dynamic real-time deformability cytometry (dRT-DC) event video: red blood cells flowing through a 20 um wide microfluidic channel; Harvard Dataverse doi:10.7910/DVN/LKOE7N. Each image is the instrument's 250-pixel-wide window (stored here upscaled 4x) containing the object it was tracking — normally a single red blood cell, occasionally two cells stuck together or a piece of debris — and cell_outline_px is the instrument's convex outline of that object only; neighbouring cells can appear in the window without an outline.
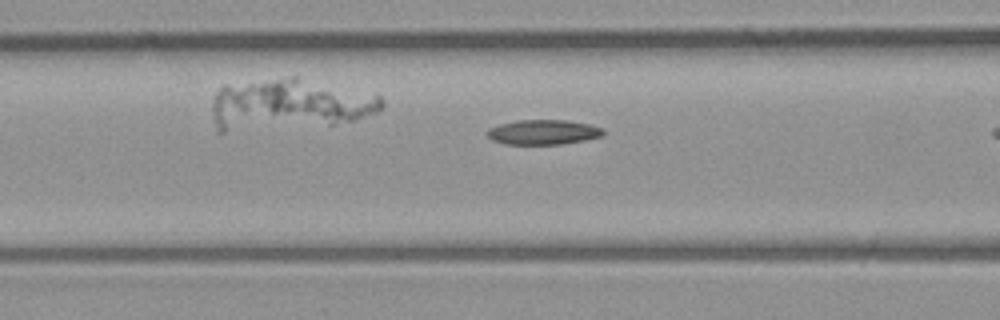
{"species": "common noctule bat (a hibernating species)", "species_latin": "Nyctalus noctula", "temperature_condition": "room temperature", "stored_images_in_passage": 11, "camera_frame_rate_fps": 3000, "um_per_image_px": 0.085, "animal": {"sex": "male", "body_mass_g": 23.1, "forearm_length_mm": 52.7}, "frame": {"image": 1, "passage_image": 10, "time_ms": 3.0, "image_size_px": [1000, 320], "cell_outline_px": [[604, 136], [584, 140], [560, 144], [504, 144], [492, 140], [484, 132], [488, 128], [500, 124], [516, 120], [568, 120], [592, 124], [604, 128]], "centroid_in_image_um": [46.18, 11.22], "position_along_channel_um": 120.4, "area_um2": 17.05}}